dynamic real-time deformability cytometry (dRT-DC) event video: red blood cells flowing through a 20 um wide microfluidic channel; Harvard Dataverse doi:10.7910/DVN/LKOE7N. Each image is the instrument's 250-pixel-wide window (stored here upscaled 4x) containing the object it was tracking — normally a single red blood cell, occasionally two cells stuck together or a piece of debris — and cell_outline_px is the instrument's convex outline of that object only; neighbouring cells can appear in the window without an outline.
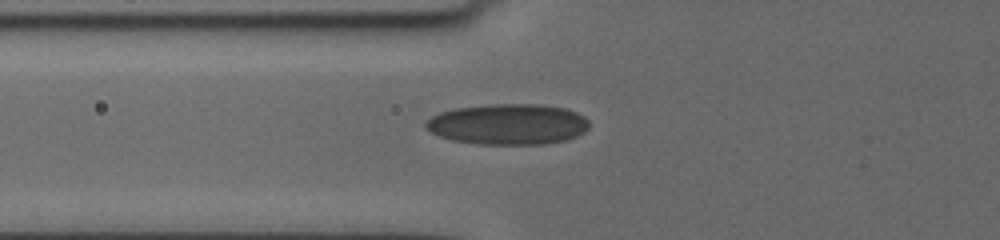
{"species": "human", "species_latin": "Homo sapiens", "temperature_condition": "cold", "stored_images_in_passage": 31, "camera_frame_rate_fps": 3000, "um_per_image_px": 0.085, "donor": {"sex": "female"}, "frame": {"image": 1, "passage_image": 17, "time_ms": 3.333, "image_size_px": [1000, 240], "cell_outline_px": [[588, 128], [584, 132], [568, 140], [544, 144], [480, 144], [452, 140], [440, 136], [424, 128], [424, 124], [432, 116], [440, 112], [456, 108], [492, 104], [540, 104], [568, 108], [584, 116], [588, 120]], "centroid_in_image_um": [43.21, 10.55], "position_along_channel_um": 82.6, "area_um2": 38.96}}
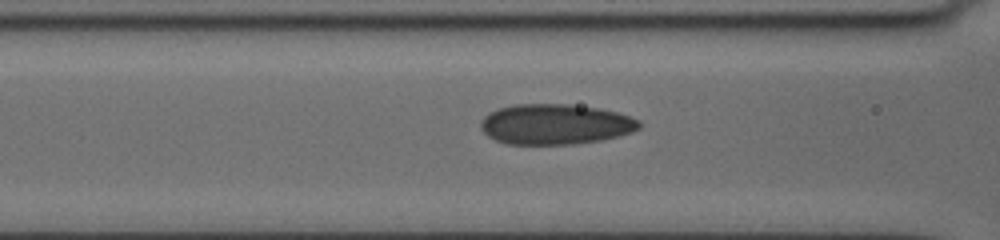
{"frame": {"image": 2, "passage_image": 22, "time_ms": 4.333, "image_size_px": [1000, 240], "cell_outline_px": [[640, 128], [632, 132], [600, 140], [572, 144], [508, 144], [496, 140], [488, 136], [480, 128], [480, 120], [488, 112], [512, 104], [568, 104], [600, 108], [620, 112], [640, 120]], "centroid_in_image_um": [47.19, 10.55], "position_along_channel_um": 119.4, "area_um2": 37.51}}
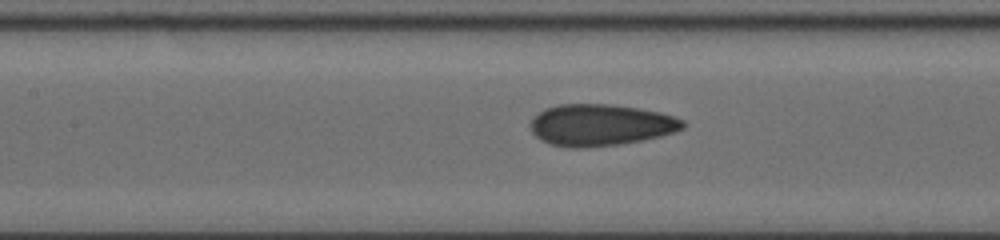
{"frame": {"image": 3, "passage_image": 27, "time_ms": 5.333, "image_size_px": [1000, 240], "cell_outline_px": [[684, 128], [660, 136], [620, 144], [584, 148], [572, 148], [552, 144], [536, 136], [532, 132], [532, 116], [544, 108], [560, 104], [608, 104], [636, 108], [660, 112], [684, 120]], "centroid_in_image_um": [51.03, 10.62], "position_along_channel_um": 156.4, "area_um2": 36.65}}